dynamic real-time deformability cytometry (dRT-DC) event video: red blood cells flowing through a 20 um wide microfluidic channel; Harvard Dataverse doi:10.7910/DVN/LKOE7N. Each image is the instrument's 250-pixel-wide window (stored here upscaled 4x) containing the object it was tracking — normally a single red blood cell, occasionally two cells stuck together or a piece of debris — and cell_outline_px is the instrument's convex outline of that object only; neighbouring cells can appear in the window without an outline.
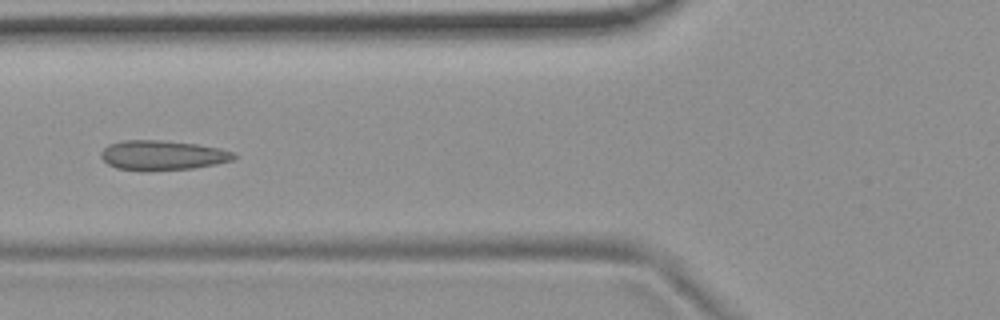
{"species": "common noctule bat (a hibernating species)", "species_latin": "Nyctalus noctula", "temperature_condition": "room temperature", "stored_images_in_passage": 6, "camera_frame_rate_fps": 3000, "um_per_image_px": 0.085, "animal": {"sex": "female", "body_mass_g": 19.9}, "frame": {"image": 1, "passage_image": 6, "time_ms": 5.667, "image_size_px": [1000, 320], "cell_outline_px": [[236, 156], [232, 160], [216, 164], [192, 168], [140, 172], [116, 168], [108, 164], [100, 156], [100, 152], [108, 144], [124, 140], [160, 140], [196, 144], [220, 148], [236, 152]], "centroid_in_image_um": [13.79, 13.21], "position_along_channel_um": 112.0, "area_um2": 23.29}}